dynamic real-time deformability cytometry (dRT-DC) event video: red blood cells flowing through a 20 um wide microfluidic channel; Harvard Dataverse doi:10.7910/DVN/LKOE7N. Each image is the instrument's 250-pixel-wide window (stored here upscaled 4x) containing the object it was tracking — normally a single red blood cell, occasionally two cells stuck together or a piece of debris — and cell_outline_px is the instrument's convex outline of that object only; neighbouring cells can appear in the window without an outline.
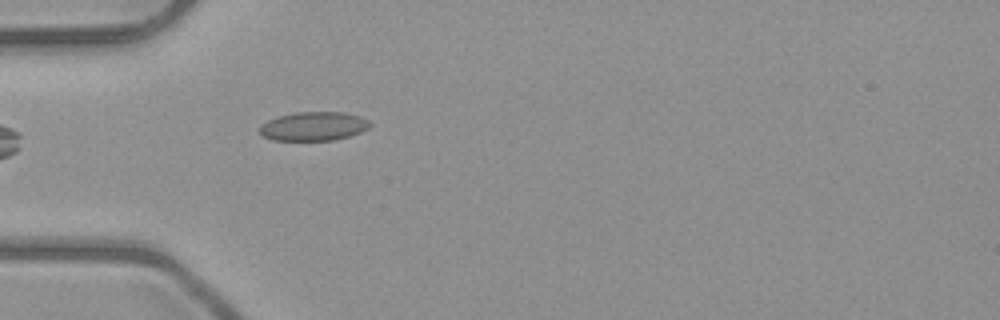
{"species": "common noctule bat (a hibernating species)", "species_latin": "Nyctalus noctula", "temperature_condition": "room temperature", "stored_images_in_passage": 4, "camera_frame_rate_fps": 3000, "um_per_image_px": 0.085, "animal": {"sex": "male", "body_mass_g": 23.1, "forearm_length_mm": 52.7}, "frame": {"image": 1, "passage_image": 4, "time_ms": 4.333, "image_size_px": [1000, 320], "cell_outline_px": [[372, 124], [368, 128], [360, 132], [348, 136], [332, 140], [272, 140], [264, 136], [260, 132], [260, 128], [268, 120], [276, 116], [296, 112], [344, 112], [360, 116], [368, 120]], "centroid_in_image_um": [26.67, 10.72], "position_along_channel_um": 58.3, "area_um2": 18.44}}